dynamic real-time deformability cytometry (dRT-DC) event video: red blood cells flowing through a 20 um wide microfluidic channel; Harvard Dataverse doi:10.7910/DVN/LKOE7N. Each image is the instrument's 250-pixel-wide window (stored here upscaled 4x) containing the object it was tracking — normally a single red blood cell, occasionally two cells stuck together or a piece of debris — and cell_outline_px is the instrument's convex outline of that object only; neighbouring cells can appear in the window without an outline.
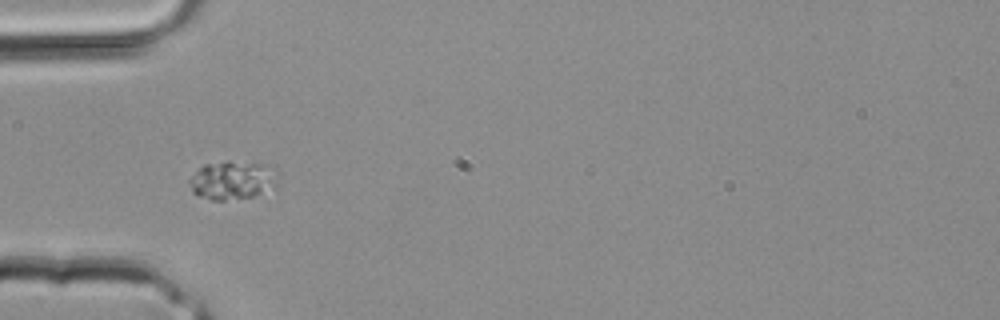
{"species": "common noctule bat (a hibernating species)", "species_latin": "Nyctalus noctula", "temperature_condition": "room temperature", "stored_images_in_passage": 3, "camera_frame_rate_fps": 3000, "um_per_image_px": 0.085, "animal": {"sex": "male", "body_mass_g": 20.4}, "frame": {"image": 1, "passage_image": 3, "time_ms": 0.667, "image_size_px": [1000, 320], "cell_outline_px": [[268, 164], [264, 188], [260, 192], [252, 196], [224, 200], [212, 200], [196, 196], [192, 192], [188, 180], [204, 164], [228, 160]], "centroid_in_image_um": [19.44, 15.3], "position_along_channel_um": 65.6, "area_um2": 18.26}}